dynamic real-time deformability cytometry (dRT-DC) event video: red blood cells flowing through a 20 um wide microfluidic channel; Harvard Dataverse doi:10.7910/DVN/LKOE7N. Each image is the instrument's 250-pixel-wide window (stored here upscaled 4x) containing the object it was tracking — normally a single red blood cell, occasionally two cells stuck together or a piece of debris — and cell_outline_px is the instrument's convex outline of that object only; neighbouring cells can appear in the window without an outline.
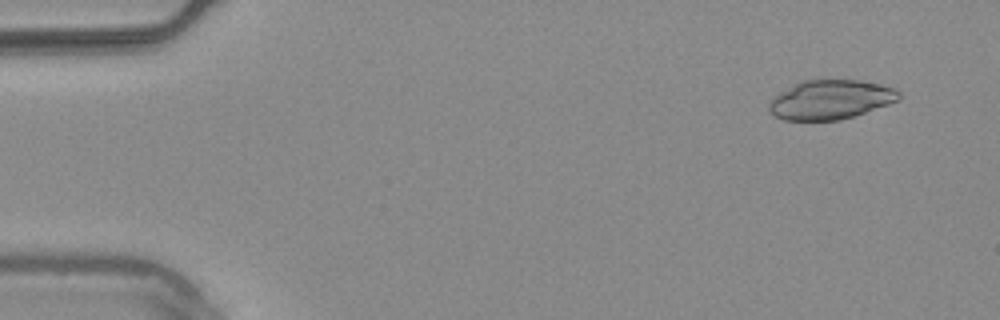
{"species": "common noctule bat (a hibernating species)", "species_latin": "Nyctalus noctula", "temperature_condition": "warm", "stored_images_in_passage": 51, "camera_frame_rate_fps": 3000, "um_per_image_px": 0.085, "animal": {"sex": "male", "body_mass_g": 20.4}, "frame": {"image": 1, "passage_image": 2, "time_ms": 0.333, "image_size_px": [1000, 320], "cell_outline_px": [[900, 100], [840, 120], [784, 120], [768, 112], [768, 104], [780, 92], [804, 80], [860, 80], [880, 84], [892, 88], [900, 92]], "centroid_in_image_um": [70.59, 8.47], "position_along_channel_um": 14.4, "area_um2": 29.36}}